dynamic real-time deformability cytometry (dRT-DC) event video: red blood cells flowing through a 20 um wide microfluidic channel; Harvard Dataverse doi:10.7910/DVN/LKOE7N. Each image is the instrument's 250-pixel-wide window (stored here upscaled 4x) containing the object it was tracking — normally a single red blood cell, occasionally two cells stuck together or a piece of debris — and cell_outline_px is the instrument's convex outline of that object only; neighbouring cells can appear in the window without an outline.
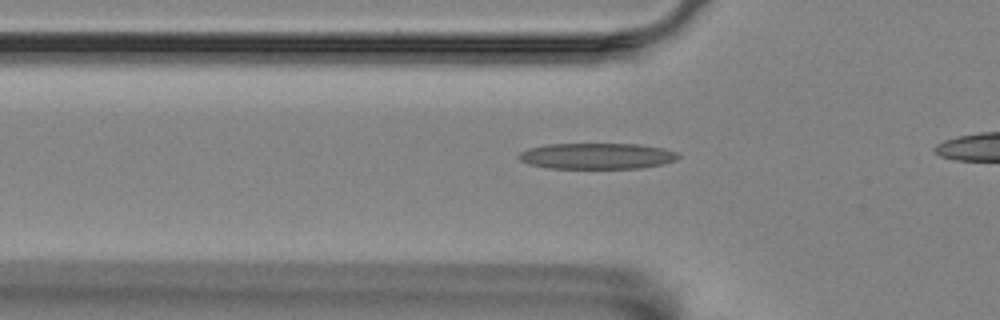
{"species": "Egyptian fruit bat (a non-hibernating species)", "species_latin": "Rousettus aegyptiacus", "temperature_condition": "room temperature", "stored_images_in_passage": 29, "camera_frame_rate_fps": 3000, "um_per_image_px": 0.085, "animal": {"sex": "female"}, "frame": {"image": 1, "passage_image": 2, "time_ms": 0.333, "image_size_px": [1000, 320], "cell_outline_px": [[680, 156], [676, 160], [664, 164], [640, 168], [548, 168], [528, 164], [520, 160], [516, 156], [520, 152], [528, 148], [544, 144], [640, 144], [664, 148], [676, 152]], "centroid_in_image_um": [50.72, 13.26], "position_along_channel_um": 75.1, "area_um2": 24.33}}
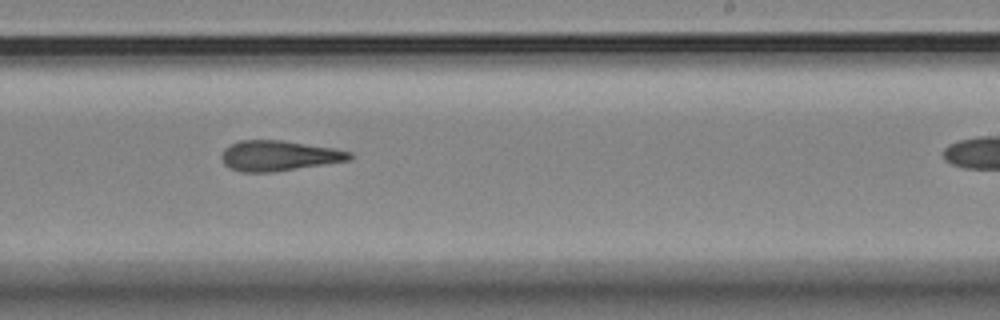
{"frame": {"image": 2, "passage_image": 18, "time_ms": 5.667, "image_size_px": [1000, 320], "cell_outline_px": [[352, 160], [272, 172], [240, 172], [228, 168], [224, 164], [220, 156], [224, 148], [240, 140], [280, 140], [332, 148], [352, 152]], "centroid_in_image_um": [23.67, 13.24], "position_along_channel_um": 265.3, "area_um2": 22.6}}
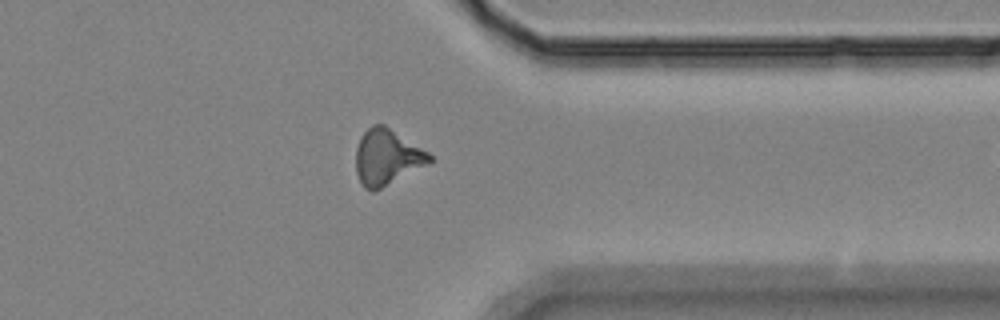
{"frame": {"image": 3, "passage_image": 28, "time_ms": 9.0, "image_size_px": [1000, 320], "cell_outline_px": [[432, 160], [380, 188], [372, 192], [364, 188], [356, 172], [356, 148], [360, 136], [372, 124], [384, 124], [428, 152], [432, 156]], "centroid_in_image_um": [32.83, 13.33], "position_along_channel_um": 378.6, "area_um2": 23.29}}